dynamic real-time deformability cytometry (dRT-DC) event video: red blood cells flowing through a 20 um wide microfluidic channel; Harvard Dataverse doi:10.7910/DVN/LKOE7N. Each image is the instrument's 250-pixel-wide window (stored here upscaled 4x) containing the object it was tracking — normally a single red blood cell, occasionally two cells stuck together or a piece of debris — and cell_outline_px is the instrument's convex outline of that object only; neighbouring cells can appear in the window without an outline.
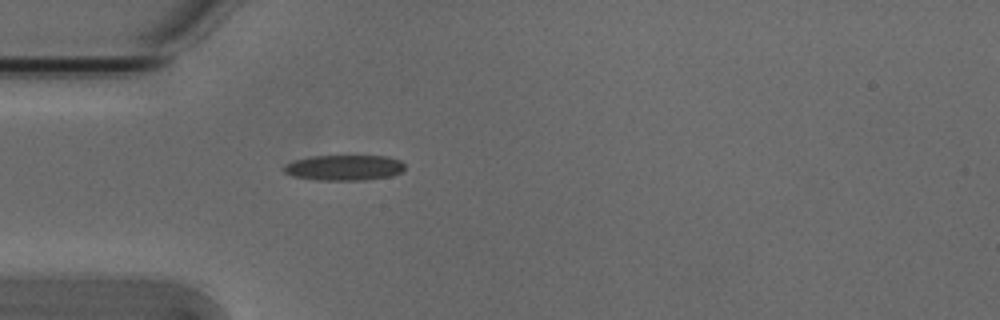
{"species": "Egyptian fruit bat (a non-hibernating species)", "species_latin": "Rousettus aegyptiacus", "temperature_condition": "cold", "stored_images_in_passage": 37, "camera_frame_rate_fps": 3000, "um_per_image_px": 0.085, "animal": {"sex": "male"}, "frame": {"image": 1, "passage_image": 1, "time_ms": 0.0, "image_size_px": [1000, 320], "cell_outline_px": [[404, 168], [400, 172], [392, 176], [364, 180], [316, 180], [292, 176], [284, 172], [284, 168], [292, 160], [312, 156], [388, 156], [400, 160], [404, 164]], "centroid_in_image_um": [29.26, 14.25], "position_along_channel_um": 55.7, "area_um2": 17.98}}
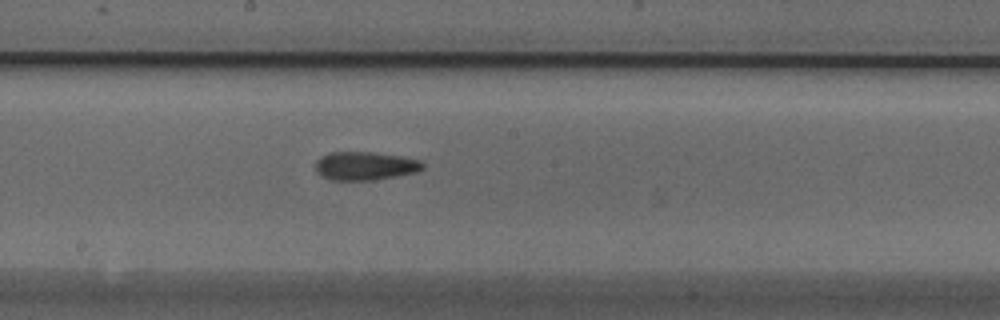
{"frame": {"image": 2, "passage_image": 14, "time_ms": 4.333, "image_size_px": [1000, 320], "cell_outline_px": [[424, 168], [416, 172], [396, 176], [372, 180], [328, 180], [316, 172], [316, 160], [320, 156], [328, 152], [372, 152], [400, 156], [420, 160], [424, 164]], "centroid_in_image_um": [31.0, 14.1], "position_along_channel_um": 217.2, "area_um2": 17.86}}
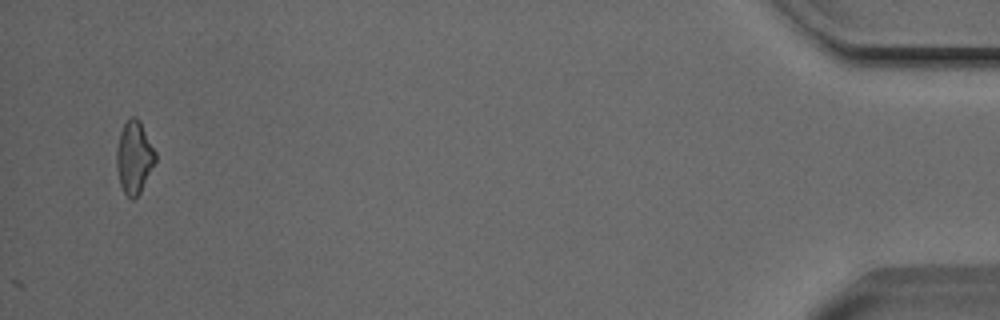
{"frame": {"image": 3, "passage_image": 37, "time_ms": 12.0, "image_size_px": [1000, 320], "cell_outline_px": [[156, 160], [140, 192], [132, 200], [124, 192], [120, 184], [116, 168], [116, 148], [120, 132], [124, 124], [132, 116], [136, 116], [140, 120], [156, 152]], "centroid_in_image_um": [11.39, 13.35], "position_along_channel_um": 423.8, "area_um2": 16.36}, "authors_computed_cell_mechanics": {"area_um2": 16.9354, "velocity_mm_per_s": 3.8522, "shape_relaxation_time_tau1_ms": null, "shape_relaxation_time_tau2_ms": 5.4255, "deformation_change_tau1": null, "deformation_change_tau2": 0.155}}